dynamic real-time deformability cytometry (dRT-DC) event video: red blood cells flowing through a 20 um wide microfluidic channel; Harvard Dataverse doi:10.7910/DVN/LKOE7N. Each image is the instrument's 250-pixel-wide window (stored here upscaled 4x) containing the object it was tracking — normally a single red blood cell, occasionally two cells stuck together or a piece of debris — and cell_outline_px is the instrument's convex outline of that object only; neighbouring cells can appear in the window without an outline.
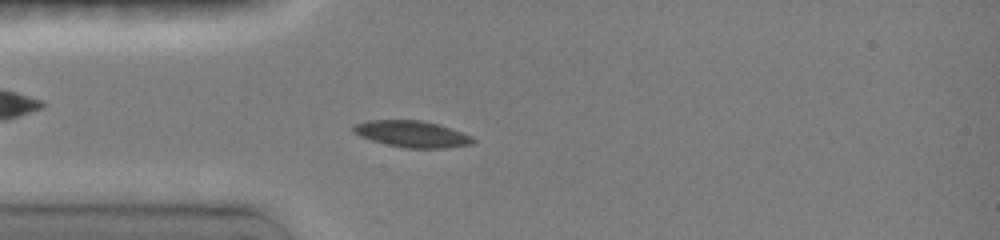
{"species": "common noctule bat (a hibernating species)", "species_latin": "Nyctalus noctula", "temperature_condition": "room temperature", "stored_images_in_passage": 46, "camera_frame_rate_fps": 3000, "um_per_image_px": 0.085, "animal": {"sex": "female", "body_mass_g": 19.0, "forearm_length_mm": 51.5}, "frame": {"image": 1, "passage_image": 12, "time_ms": 3.667, "image_size_px": [1000, 240], "cell_outline_px": [[476, 140], [472, 144], [444, 148], [404, 148], [372, 140], [360, 136], [352, 132], [352, 124], [368, 120], [424, 120], [472, 136]], "centroid_in_image_um": [34.97, 11.38], "position_along_channel_um": 50.0, "area_um2": 18.38}}
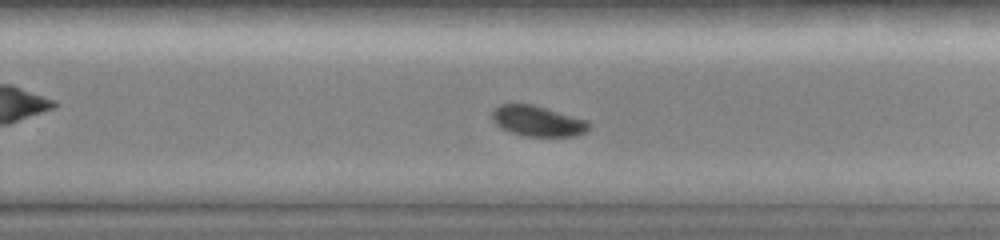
{"frame": {"image": 2, "passage_image": 30, "time_ms": 9.667, "image_size_px": [1000, 240], "cell_outline_px": [[592, 124], [584, 132], [576, 136], [528, 136], [512, 132], [500, 128], [492, 120], [492, 112], [500, 104], [532, 104], [588, 120]], "centroid_in_image_um": [45.71, 10.29], "position_along_channel_um": 284.1, "area_um2": 17.11}}
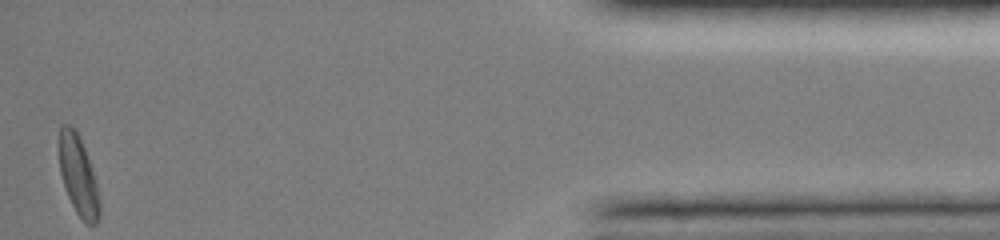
{"frame": {"image": 3, "passage_image": 46, "time_ms": 15.0, "image_size_px": [1000, 240], "cell_outline_px": [[100, 216], [96, 224], [84, 224], [76, 212], [68, 196], [60, 172], [60, 124], [68, 124], [80, 136], [96, 184], [100, 200]], "centroid_in_image_um": [6.67, 14.99], "position_along_channel_um": 428.5, "area_um2": 18.32}, "authors_computed_cell_mechanics": {"area_um2": 17.8313, "velocity_mm_per_s": 4.0024, "shape_relaxation_time_tau1_ms": 2.6072, "shape_relaxation_time_tau2_ms": null, "deformation_change_tau1": 0.0894, "deformation_change_tau2": null}}